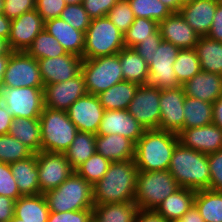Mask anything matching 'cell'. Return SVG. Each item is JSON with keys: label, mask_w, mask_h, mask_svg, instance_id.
Returning <instances> with one entry per match:
<instances>
[{"label": "cell", "mask_w": 222, "mask_h": 222, "mask_svg": "<svg viewBox=\"0 0 222 222\" xmlns=\"http://www.w3.org/2000/svg\"><path fill=\"white\" fill-rule=\"evenodd\" d=\"M34 153L9 134L0 135V162L13 163L29 158Z\"/></svg>", "instance_id": "cell-41"}, {"label": "cell", "mask_w": 222, "mask_h": 222, "mask_svg": "<svg viewBox=\"0 0 222 222\" xmlns=\"http://www.w3.org/2000/svg\"><path fill=\"white\" fill-rule=\"evenodd\" d=\"M171 222H184V221L180 218V219H177V220H174V221H171Z\"/></svg>", "instance_id": "cell-65"}, {"label": "cell", "mask_w": 222, "mask_h": 222, "mask_svg": "<svg viewBox=\"0 0 222 222\" xmlns=\"http://www.w3.org/2000/svg\"><path fill=\"white\" fill-rule=\"evenodd\" d=\"M93 186L75 171L57 188L44 194L52 212L92 209Z\"/></svg>", "instance_id": "cell-4"}, {"label": "cell", "mask_w": 222, "mask_h": 222, "mask_svg": "<svg viewBox=\"0 0 222 222\" xmlns=\"http://www.w3.org/2000/svg\"><path fill=\"white\" fill-rule=\"evenodd\" d=\"M37 167L41 194L59 187L74 172L64 153L40 151Z\"/></svg>", "instance_id": "cell-13"}, {"label": "cell", "mask_w": 222, "mask_h": 222, "mask_svg": "<svg viewBox=\"0 0 222 222\" xmlns=\"http://www.w3.org/2000/svg\"><path fill=\"white\" fill-rule=\"evenodd\" d=\"M2 87H44L38 61L25 51H13Z\"/></svg>", "instance_id": "cell-10"}, {"label": "cell", "mask_w": 222, "mask_h": 222, "mask_svg": "<svg viewBox=\"0 0 222 222\" xmlns=\"http://www.w3.org/2000/svg\"><path fill=\"white\" fill-rule=\"evenodd\" d=\"M96 152L111 162L128 161L135 157V144L119 134H96Z\"/></svg>", "instance_id": "cell-25"}, {"label": "cell", "mask_w": 222, "mask_h": 222, "mask_svg": "<svg viewBox=\"0 0 222 222\" xmlns=\"http://www.w3.org/2000/svg\"><path fill=\"white\" fill-rule=\"evenodd\" d=\"M162 40L161 33L158 29L150 36V38L143 40L133 47V49L146 61L147 64H149L152 61V56L155 53V50Z\"/></svg>", "instance_id": "cell-51"}, {"label": "cell", "mask_w": 222, "mask_h": 222, "mask_svg": "<svg viewBox=\"0 0 222 222\" xmlns=\"http://www.w3.org/2000/svg\"><path fill=\"white\" fill-rule=\"evenodd\" d=\"M180 51L174 44L162 40L148 64L149 79L148 85L166 90L178 88L181 85L176 79L173 64Z\"/></svg>", "instance_id": "cell-9"}, {"label": "cell", "mask_w": 222, "mask_h": 222, "mask_svg": "<svg viewBox=\"0 0 222 222\" xmlns=\"http://www.w3.org/2000/svg\"><path fill=\"white\" fill-rule=\"evenodd\" d=\"M207 36L211 39L222 42V4L220 2L217 5L212 27Z\"/></svg>", "instance_id": "cell-54"}, {"label": "cell", "mask_w": 222, "mask_h": 222, "mask_svg": "<svg viewBox=\"0 0 222 222\" xmlns=\"http://www.w3.org/2000/svg\"><path fill=\"white\" fill-rule=\"evenodd\" d=\"M44 85L67 81L81 72L83 58L67 53L37 60Z\"/></svg>", "instance_id": "cell-18"}, {"label": "cell", "mask_w": 222, "mask_h": 222, "mask_svg": "<svg viewBox=\"0 0 222 222\" xmlns=\"http://www.w3.org/2000/svg\"><path fill=\"white\" fill-rule=\"evenodd\" d=\"M220 0H190L184 2L179 13L200 35L207 36Z\"/></svg>", "instance_id": "cell-22"}, {"label": "cell", "mask_w": 222, "mask_h": 222, "mask_svg": "<svg viewBox=\"0 0 222 222\" xmlns=\"http://www.w3.org/2000/svg\"><path fill=\"white\" fill-rule=\"evenodd\" d=\"M43 91L45 107L60 111H67L77 99L88 93L81 72L67 81L44 85Z\"/></svg>", "instance_id": "cell-14"}, {"label": "cell", "mask_w": 222, "mask_h": 222, "mask_svg": "<svg viewBox=\"0 0 222 222\" xmlns=\"http://www.w3.org/2000/svg\"><path fill=\"white\" fill-rule=\"evenodd\" d=\"M15 200L0 195V222H8L14 217Z\"/></svg>", "instance_id": "cell-53"}, {"label": "cell", "mask_w": 222, "mask_h": 222, "mask_svg": "<svg viewBox=\"0 0 222 222\" xmlns=\"http://www.w3.org/2000/svg\"><path fill=\"white\" fill-rule=\"evenodd\" d=\"M49 208L44 194L19 197L15 201L14 216L24 222H47Z\"/></svg>", "instance_id": "cell-28"}, {"label": "cell", "mask_w": 222, "mask_h": 222, "mask_svg": "<svg viewBox=\"0 0 222 222\" xmlns=\"http://www.w3.org/2000/svg\"><path fill=\"white\" fill-rule=\"evenodd\" d=\"M135 18L143 17L158 23L173 12L160 0H128Z\"/></svg>", "instance_id": "cell-40"}, {"label": "cell", "mask_w": 222, "mask_h": 222, "mask_svg": "<svg viewBox=\"0 0 222 222\" xmlns=\"http://www.w3.org/2000/svg\"><path fill=\"white\" fill-rule=\"evenodd\" d=\"M9 59H10V55H1L0 56V88H2L4 74H5Z\"/></svg>", "instance_id": "cell-60"}, {"label": "cell", "mask_w": 222, "mask_h": 222, "mask_svg": "<svg viewBox=\"0 0 222 222\" xmlns=\"http://www.w3.org/2000/svg\"><path fill=\"white\" fill-rule=\"evenodd\" d=\"M7 112L14 118H39L44 109V87H2Z\"/></svg>", "instance_id": "cell-11"}, {"label": "cell", "mask_w": 222, "mask_h": 222, "mask_svg": "<svg viewBox=\"0 0 222 222\" xmlns=\"http://www.w3.org/2000/svg\"><path fill=\"white\" fill-rule=\"evenodd\" d=\"M184 99L182 86L160 91V123L159 130L179 133L184 129Z\"/></svg>", "instance_id": "cell-16"}, {"label": "cell", "mask_w": 222, "mask_h": 222, "mask_svg": "<svg viewBox=\"0 0 222 222\" xmlns=\"http://www.w3.org/2000/svg\"><path fill=\"white\" fill-rule=\"evenodd\" d=\"M39 120L41 151L65 153L78 132L67 112L44 107Z\"/></svg>", "instance_id": "cell-5"}, {"label": "cell", "mask_w": 222, "mask_h": 222, "mask_svg": "<svg viewBox=\"0 0 222 222\" xmlns=\"http://www.w3.org/2000/svg\"><path fill=\"white\" fill-rule=\"evenodd\" d=\"M67 5L69 4H81L83 0H64Z\"/></svg>", "instance_id": "cell-62"}, {"label": "cell", "mask_w": 222, "mask_h": 222, "mask_svg": "<svg viewBox=\"0 0 222 222\" xmlns=\"http://www.w3.org/2000/svg\"><path fill=\"white\" fill-rule=\"evenodd\" d=\"M180 187L195 191L209 189L208 155L178 143L168 168Z\"/></svg>", "instance_id": "cell-3"}, {"label": "cell", "mask_w": 222, "mask_h": 222, "mask_svg": "<svg viewBox=\"0 0 222 222\" xmlns=\"http://www.w3.org/2000/svg\"><path fill=\"white\" fill-rule=\"evenodd\" d=\"M213 124L222 130V95L213 103Z\"/></svg>", "instance_id": "cell-56"}, {"label": "cell", "mask_w": 222, "mask_h": 222, "mask_svg": "<svg viewBox=\"0 0 222 222\" xmlns=\"http://www.w3.org/2000/svg\"><path fill=\"white\" fill-rule=\"evenodd\" d=\"M92 220V209L78 211L49 212L47 222H90Z\"/></svg>", "instance_id": "cell-48"}, {"label": "cell", "mask_w": 222, "mask_h": 222, "mask_svg": "<svg viewBox=\"0 0 222 222\" xmlns=\"http://www.w3.org/2000/svg\"><path fill=\"white\" fill-rule=\"evenodd\" d=\"M160 91L151 85H139L127 111L146 129H158L160 123Z\"/></svg>", "instance_id": "cell-12"}, {"label": "cell", "mask_w": 222, "mask_h": 222, "mask_svg": "<svg viewBox=\"0 0 222 222\" xmlns=\"http://www.w3.org/2000/svg\"><path fill=\"white\" fill-rule=\"evenodd\" d=\"M96 152V134L78 131L72 144L64 153L71 168L75 171Z\"/></svg>", "instance_id": "cell-35"}, {"label": "cell", "mask_w": 222, "mask_h": 222, "mask_svg": "<svg viewBox=\"0 0 222 222\" xmlns=\"http://www.w3.org/2000/svg\"><path fill=\"white\" fill-rule=\"evenodd\" d=\"M176 79L180 85L201 71L195 48L180 49L173 64Z\"/></svg>", "instance_id": "cell-38"}, {"label": "cell", "mask_w": 222, "mask_h": 222, "mask_svg": "<svg viewBox=\"0 0 222 222\" xmlns=\"http://www.w3.org/2000/svg\"><path fill=\"white\" fill-rule=\"evenodd\" d=\"M44 28L58 40L67 53L83 58L84 32L73 28L60 17L46 20Z\"/></svg>", "instance_id": "cell-24"}, {"label": "cell", "mask_w": 222, "mask_h": 222, "mask_svg": "<svg viewBox=\"0 0 222 222\" xmlns=\"http://www.w3.org/2000/svg\"><path fill=\"white\" fill-rule=\"evenodd\" d=\"M8 108L5 97V90L0 88V135L8 134L10 125L13 122L12 117L6 110Z\"/></svg>", "instance_id": "cell-52"}, {"label": "cell", "mask_w": 222, "mask_h": 222, "mask_svg": "<svg viewBox=\"0 0 222 222\" xmlns=\"http://www.w3.org/2000/svg\"><path fill=\"white\" fill-rule=\"evenodd\" d=\"M166 5L173 13H179L183 2L181 0H160Z\"/></svg>", "instance_id": "cell-59"}, {"label": "cell", "mask_w": 222, "mask_h": 222, "mask_svg": "<svg viewBox=\"0 0 222 222\" xmlns=\"http://www.w3.org/2000/svg\"><path fill=\"white\" fill-rule=\"evenodd\" d=\"M134 222H168L163 216L155 210L139 209Z\"/></svg>", "instance_id": "cell-55"}, {"label": "cell", "mask_w": 222, "mask_h": 222, "mask_svg": "<svg viewBox=\"0 0 222 222\" xmlns=\"http://www.w3.org/2000/svg\"><path fill=\"white\" fill-rule=\"evenodd\" d=\"M145 130L127 109L105 110L97 135L119 134L136 144Z\"/></svg>", "instance_id": "cell-19"}, {"label": "cell", "mask_w": 222, "mask_h": 222, "mask_svg": "<svg viewBox=\"0 0 222 222\" xmlns=\"http://www.w3.org/2000/svg\"><path fill=\"white\" fill-rule=\"evenodd\" d=\"M183 146L210 154L222 149V130L215 124L182 129L178 134Z\"/></svg>", "instance_id": "cell-20"}, {"label": "cell", "mask_w": 222, "mask_h": 222, "mask_svg": "<svg viewBox=\"0 0 222 222\" xmlns=\"http://www.w3.org/2000/svg\"><path fill=\"white\" fill-rule=\"evenodd\" d=\"M12 49L10 48L8 39L0 38V56L1 55H11Z\"/></svg>", "instance_id": "cell-61"}, {"label": "cell", "mask_w": 222, "mask_h": 222, "mask_svg": "<svg viewBox=\"0 0 222 222\" xmlns=\"http://www.w3.org/2000/svg\"><path fill=\"white\" fill-rule=\"evenodd\" d=\"M138 210L134 202L94 205L92 219L95 222H134Z\"/></svg>", "instance_id": "cell-32"}, {"label": "cell", "mask_w": 222, "mask_h": 222, "mask_svg": "<svg viewBox=\"0 0 222 222\" xmlns=\"http://www.w3.org/2000/svg\"><path fill=\"white\" fill-rule=\"evenodd\" d=\"M60 18L66 21L73 28L86 33L91 18L81 4H69L62 10Z\"/></svg>", "instance_id": "cell-44"}, {"label": "cell", "mask_w": 222, "mask_h": 222, "mask_svg": "<svg viewBox=\"0 0 222 222\" xmlns=\"http://www.w3.org/2000/svg\"><path fill=\"white\" fill-rule=\"evenodd\" d=\"M118 56L125 81L138 85L148 84V64L133 48H123Z\"/></svg>", "instance_id": "cell-29"}, {"label": "cell", "mask_w": 222, "mask_h": 222, "mask_svg": "<svg viewBox=\"0 0 222 222\" xmlns=\"http://www.w3.org/2000/svg\"><path fill=\"white\" fill-rule=\"evenodd\" d=\"M139 85L129 81H122L97 95L104 110L127 109L134 98Z\"/></svg>", "instance_id": "cell-31"}, {"label": "cell", "mask_w": 222, "mask_h": 222, "mask_svg": "<svg viewBox=\"0 0 222 222\" xmlns=\"http://www.w3.org/2000/svg\"><path fill=\"white\" fill-rule=\"evenodd\" d=\"M26 52L36 60L67 54L64 47L45 28L35 37Z\"/></svg>", "instance_id": "cell-37"}, {"label": "cell", "mask_w": 222, "mask_h": 222, "mask_svg": "<svg viewBox=\"0 0 222 222\" xmlns=\"http://www.w3.org/2000/svg\"><path fill=\"white\" fill-rule=\"evenodd\" d=\"M64 0H36L35 9L44 21L59 18L62 10L66 7Z\"/></svg>", "instance_id": "cell-47"}, {"label": "cell", "mask_w": 222, "mask_h": 222, "mask_svg": "<svg viewBox=\"0 0 222 222\" xmlns=\"http://www.w3.org/2000/svg\"><path fill=\"white\" fill-rule=\"evenodd\" d=\"M184 222H205L195 205L181 217Z\"/></svg>", "instance_id": "cell-57"}, {"label": "cell", "mask_w": 222, "mask_h": 222, "mask_svg": "<svg viewBox=\"0 0 222 222\" xmlns=\"http://www.w3.org/2000/svg\"><path fill=\"white\" fill-rule=\"evenodd\" d=\"M178 143L177 133L159 129L145 130L135 144L134 161L138 171L168 170Z\"/></svg>", "instance_id": "cell-2"}, {"label": "cell", "mask_w": 222, "mask_h": 222, "mask_svg": "<svg viewBox=\"0 0 222 222\" xmlns=\"http://www.w3.org/2000/svg\"><path fill=\"white\" fill-rule=\"evenodd\" d=\"M179 188L168 170L138 171L134 203L139 209L155 210L166 197Z\"/></svg>", "instance_id": "cell-7"}, {"label": "cell", "mask_w": 222, "mask_h": 222, "mask_svg": "<svg viewBox=\"0 0 222 222\" xmlns=\"http://www.w3.org/2000/svg\"><path fill=\"white\" fill-rule=\"evenodd\" d=\"M184 129L207 126L213 123V104L185 95Z\"/></svg>", "instance_id": "cell-34"}, {"label": "cell", "mask_w": 222, "mask_h": 222, "mask_svg": "<svg viewBox=\"0 0 222 222\" xmlns=\"http://www.w3.org/2000/svg\"><path fill=\"white\" fill-rule=\"evenodd\" d=\"M110 164V160L95 152L90 158L81 164L75 172L93 186L103 178L108 171Z\"/></svg>", "instance_id": "cell-42"}, {"label": "cell", "mask_w": 222, "mask_h": 222, "mask_svg": "<svg viewBox=\"0 0 222 222\" xmlns=\"http://www.w3.org/2000/svg\"><path fill=\"white\" fill-rule=\"evenodd\" d=\"M9 135L18 139L34 154L41 151V132L39 118H14L10 125Z\"/></svg>", "instance_id": "cell-30"}, {"label": "cell", "mask_w": 222, "mask_h": 222, "mask_svg": "<svg viewBox=\"0 0 222 222\" xmlns=\"http://www.w3.org/2000/svg\"><path fill=\"white\" fill-rule=\"evenodd\" d=\"M8 222H24V221L14 216V217H13L12 219H10Z\"/></svg>", "instance_id": "cell-63"}, {"label": "cell", "mask_w": 222, "mask_h": 222, "mask_svg": "<svg viewBox=\"0 0 222 222\" xmlns=\"http://www.w3.org/2000/svg\"><path fill=\"white\" fill-rule=\"evenodd\" d=\"M119 0H83L82 5L91 19L107 16Z\"/></svg>", "instance_id": "cell-50"}, {"label": "cell", "mask_w": 222, "mask_h": 222, "mask_svg": "<svg viewBox=\"0 0 222 222\" xmlns=\"http://www.w3.org/2000/svg\"><path fill=\"white\" fill-rule=\"evenodd\" d=\"M86 90L98 95L116 83L124 81L118 53L92 59H83L81 65Z\"/></svg>", "instance_id": "cell-8"}, {"label": "cell", "mask_w": 222, "mask_h": 222, "mask_svg": "<svg viewBox=\"0 0 222 222\" xmlns=\"http://www.w3.org/2000/svg\"><path fill=\"white\" fill-rule=\"evenodd\" d=\"M159 31L164 41L179 49L195 48L200 35L185 21L180 13H172L159 22Z\"/></svg>", "instance_id": "cell-21"}, {"label": "cell", "mask_w": 222, "mask_h": 222, "mask_svg": "<svg viewBox=\"0 0 222 222\" xmlns=\"http://www.w3.org/2000/svg\"><path fill=\"white\" fill-rule=\"evenodd\" d=\"M0 195H4L14 199L15 201L22 197L20 194L16 180L10 169V164L0 162Z\"/></svg>", "instance_id": "cell-45"}, {"label": "cell", "mask_w": 222, "mask_h": 222, "mask_svg": "<svg viewBox=\"0 0 222 222\" xmlns=\"http://www.w3.org/2000/svg\"><path fill=\"white\" fill-rule=\"evenodd\" d=\"M10 169L22 196L40 194L37 153L27 159L10 163Z\"/></svg>", "instance_id": "cell-26"}, {"label": "cell", "mask_w": 222, "mask_h": 222, "mask_svg": "<svg viewBox=\"0 0 222 222\" xmlns=\"http://www.w3.org/2000/svg\"><path fill=\"white\" fill-rule=\"evenodd\" d=\"M45 21L37 10L23 13L11 20L8 42L12 51H27L35 37L44 29Z\"/></svg>", "instance_id": "cell-17"}, {"label": "cell", "mask_w": 222, "mask_h": 222, "mask_svg": "<svg viewBox=\"0 0 222 222\" xmlns=\"http://www.w3.org/2000/svg\"><path fill=\"white\" fill-rule=\"evenodd\" d=\"M181 86L186 96L213 104L222 95V75L201 70Z\"/></svg>", "instance_id": "cell-23"}, {"label": "cell", "mask_w": 222, "mask_h": 222, "mask_svg": "<svg viewBox=\"0 0 222 222\" xmlns=\"http://www.w3.org/2000/svg\"><path fill=\"white\" fill-rule=\"evenodd\" d=\"M194 205L205 222H222V192L211 189L198 190Z\"/></svg>", "instance_id": "cell-36"}, {"label": "cell", "mask_w": 222, "mask_h": 222, "mask_svg": "<svg viewBox=\"0 0 222 222\" xmlns=\"http://www.w3.org/2000/svg\"><path fill=\"white\" fill-rule=\"evenodd\" d=\"M196 191L180 187L164 199L155 211L168 222L180 219L194 205Z\"/></svg>", "instance_id": "cell-27"}, {"label": "cell", "mask_w": 222, "mask_h": 222, "mask_svg": "<svg viewBox=\"0 0 222 222\" xmlns=\"http://www.w3.org/2000/svg\"><path fill=\"white\" fill-rule=\"evenodd\" d=\"M137 174L134 159L111 162L103 178L93 185L94 205L134 202Z\"/></svg>", "instance_id": "cell-1"}, {"label": "cell", "mask_w": 222, "mask_h": 222, "mask_svg": "<svg viewBox=\"0 0 222 222\" xmlns=\"http://www.w3.org/2000/svg\"><path fill=\"white\" fill-rule=\"evenodd\" d=\"M123 48V33L107 16L91 20L85 33L83 59L114 55Z\"/></svg>", "instance_id": "cell-6"}, {"label": "cell", "mask_w": 222, "mask_h": 222, "mask_svg": "<svg viewBox=\"0 0 222 222\" xmlns=\"http://www.w3.org/2000/svg\"><path fill=\"white\" fill-rule=\"evenodd\" d=\"M4 10V0H0V14H3Z\"/></svg>", "instance_id": "cell-64"}, {"label": "cell", "mask_w": 222, "mask_h": 222, "mask_svg": "<svg viewBox=\"0 0 222 222\" xmlns=\"http://www.w3.org/2000/svg\"><path fill=\"white\" fill-rule=\"evenodd\" d=\"M107 17L123 34L135 20L128 0H119L108 12Z\"/></svg>", "instance_id": "cell-43"}, {"label": "cell", "mask_w": 222, "mask_h": 222, "mask_svg": "<svg viewBox=\"0 0 222 222\" xmlns=\"http://www.w3.org/2000/svg\"><path fill=\"white\" fill-rule=\"evenodd\" d=\"M11 20L0 14V38L8 39L10 35Z\"/></svg>", "instance_id": "cell-58"}, {"label": "cell", "mask_w": 222, "mask_h": 222, "mask_svg": "<svg viewBox=\"0 0 222 222\" xmlns=\"http://www.w3.org/2000/svg\"><path fill=\"white\" fill-rule=\"evenodd\" d=\"M207 155L210 171L209 189L222 192V149Z\"/></svg>", "instance_id": "cell-46"}, {"label": "cell", "mask_w": 222, "mask_h": 222, "mask_svg": "<svg viewBox=\"0 0 222 222\" xmlns=\"http://www.w3.org/2000/svg\"><path fill=\"white\" fill-rule=\"evenodd\" d=\"M159 28V23L148 18H135L133 24L123 34L126 48H133L143 40L150 38Z\"/></svg>", "instance_id": "cell-39"}, {"label": "cell", "mask_w": 222, "mask_h": 222, "mask_svg": "<svg viewBox=\"0 0 222 222\" xmlns=\"http://www.w3.org/2000/svg\"><path fill=\"white\" fill-rule=\"evenodd\" d=\"M195 50L202 71L222 75V42L200 36Z\"/></svg>", "instance_id": "cell-33"}, {"label": "cell", "mask_w": 222, "mask_h": 222, "mask_svg": "<svg viewBox=\"0 0 222 222\" xmlns=\"http://www.w3.org/2000/svg\"><path fill=\"white\" fill-rule=\"evenodd\" d=\"M104 111L97 95L87 93L77 99L66 112L78 131L97 134Z\"/></svg>", "instance_id": "cell-15"}, {"label": "cell", "mask_w": 222, "mask_h": 222, "mask_svg": "<svg viewBox=\"0 0 222 222\" xmlns=\"http://www.w3.org/2000/svg\"><path fill=\"white\" fill-rule=\"evenodd\" d=\"M36 0H4L3 14L10 20L35 9Z\"/></svg>", "instance_id": "cell-49"}]
</instances>
